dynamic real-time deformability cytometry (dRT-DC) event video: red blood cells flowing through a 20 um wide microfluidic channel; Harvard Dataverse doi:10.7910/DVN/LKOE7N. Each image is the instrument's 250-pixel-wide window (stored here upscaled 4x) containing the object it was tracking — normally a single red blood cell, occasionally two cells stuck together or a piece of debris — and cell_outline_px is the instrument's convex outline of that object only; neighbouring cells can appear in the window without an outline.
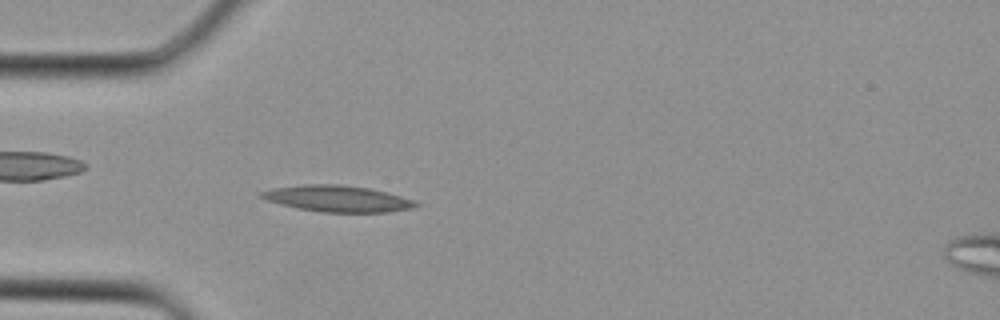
{"species": "Egyptian fruit bat (a non-hibernating species)", "species_latin": "Rousettus aegyptiacus", "temperature_condition": "cold", "stored_images_in_passage": 3, "camera_frame_rate_fps": 3000, "um_per_image_px": 0.085, "animal": {"sex": "female"}, "frame": {"image": 1, "passage_image": 2, "time_ms": 0.333, "image_size_px": [1000, 320], "cell_outline_px": [[420, 204], [412, 208], [388, 212], [320, 212], [296, 208], [268, 200], [260, 196], [260, 192], [272, 188], [304, 184], [340, 184], [368, 188], [388, 192], [412, 200]], "centroid_in_image_um": [28.68, 16.88], "position_along_channel_um": 56.3, "area_um2": 23.52}}